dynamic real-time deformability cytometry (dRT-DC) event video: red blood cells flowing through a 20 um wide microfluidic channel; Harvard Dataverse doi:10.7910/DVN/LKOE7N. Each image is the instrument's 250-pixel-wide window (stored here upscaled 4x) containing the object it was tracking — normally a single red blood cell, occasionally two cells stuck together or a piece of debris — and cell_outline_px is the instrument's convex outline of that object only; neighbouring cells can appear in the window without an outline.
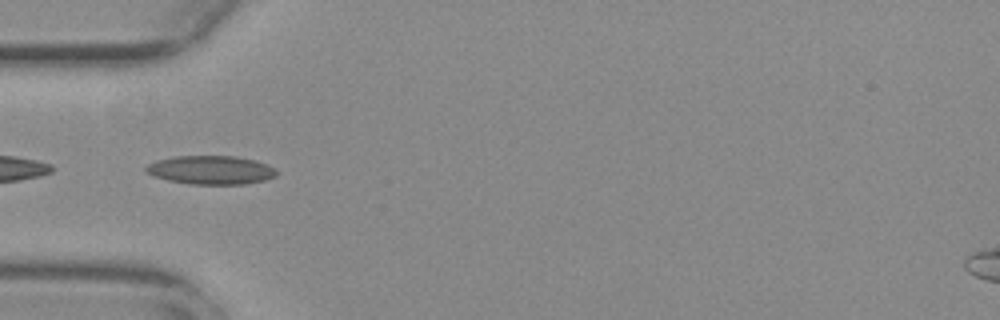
{"species": "common noctule bat (a hibernating species)", "species_latin": "Nyctalus noctula", "temperature_condition": "warm", "stored_images_in_passage": 41, "camera_frame_rate_fps": 3000, "um_per_image_px": 0.085, "animal": {"sex": "female", "body_mass_g": 29.2, "forearm_length_mm": 56.3}, "frame": {"image": 1, "passage_image": 4, "time_ms": 1.0, "image_size_px": [1000, 320], "cell_outline_px": [[276, 176], [264, 180], [244, 184], [192, 184], [168, 180], [156, 176], [148, 172], [144, 168], [148, 164], [156, 160], [176, 156], [236, 156], [256, 160], [268, 164], [276, 172]], "centroid_in_image_um": [17.94, 14.44], "position_along_channel_um": 67.1, "area_um2": 21.62}}
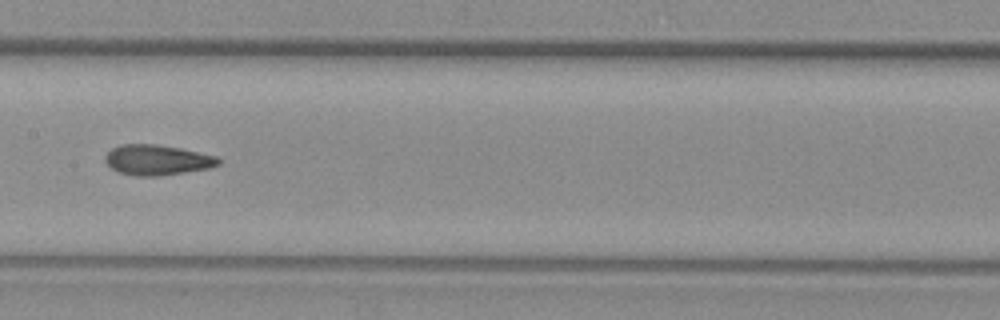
{"frame": {"image": 2, "passage_image": 14, "time_ms": 4.333, "image_size_px": [1000, 320], "cell_outline_px": [[220, 164], [208, 168], [160, 176], [136, 176], [120, 172], [112, 168], [104, 160], [104, 156], [112, 148], [120, 144], [156, 144], [180, 148], [216, 156], [220, 160]], "centroid_in_image_um": [13.34, 13.59], "position_along_channel_um": 194.1, "area_um2": 19.88}}
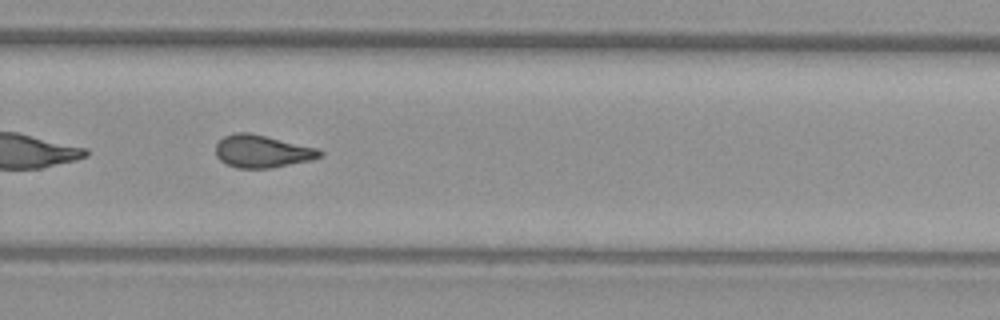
{"frame": {"image": 3, "passage_image": 23, "time_ms": 7.333, "image_size_px": [1000, 320], "cell_outline_px": [[324, 152], [320, 156], [312, 160], [272, 168], [236, 168], [224, 164], [216, 156], [216, 144], [224, 136], [236, 132], [252, 132], [320, 148]], "centroid_in_image_um": [22.3, 12.85], "position_along_channel_um": 307.5, "area_um2": 20.23}, "authors_computed_cell_mechanics": {"area_um2": 19.7098, "velocity_mm_per_s": 3.7965, "shape_relaxation_time_tau1_ms": null, "shape_relaxation_time_tau2_ms": 2.104, "deformation_change_tau1": null, "deformation_change_tau2": 0.0824}}